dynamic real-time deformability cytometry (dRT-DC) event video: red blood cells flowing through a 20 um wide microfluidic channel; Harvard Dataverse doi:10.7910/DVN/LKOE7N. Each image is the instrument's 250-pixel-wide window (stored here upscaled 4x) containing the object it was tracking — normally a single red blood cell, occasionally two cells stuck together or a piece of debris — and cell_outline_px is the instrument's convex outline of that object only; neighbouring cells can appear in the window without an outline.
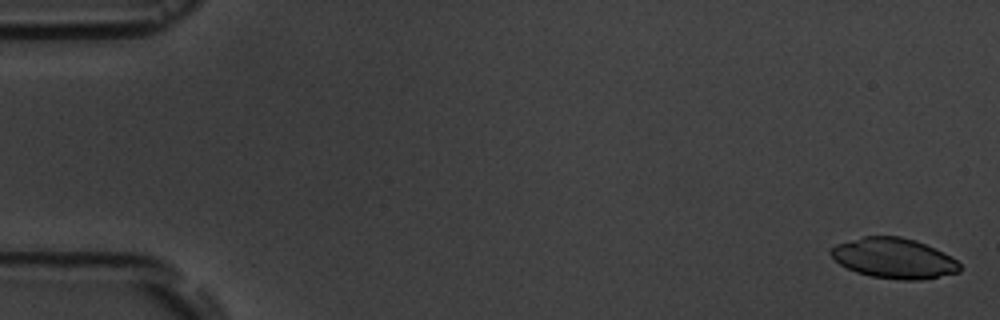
{"species": "common noctule bat (a hibernating species)", "species_latin": "Nyctalus noctula", "temperature_condition": "room temperature", "stored_images_in_passage": 17, "camera_frame_rate_fps": 3000, "um_per_image_px": 0.085, "animal": {"sex": "male", "body_mass_g": 19.5, "forearm_length_mm": 54.6}, "frame": {"image": 1, "passage_image": 1, "time_ms": 0.0, "image_size_px": [1000, 320], "cell_outline_px": [[960, 272], [920, 280], [900, 280], [872, 276], [856, 272], [840, 264], [828, 252], [828, 248], [836, 244], [864, 236], [900, 236], [916, 240], [944, 252], [952, 256], [960, 264]], "centroid_in_image_um": [75.98, 21.94], "position_along_channel_um": 9.0, "area_um2": 30.35}}